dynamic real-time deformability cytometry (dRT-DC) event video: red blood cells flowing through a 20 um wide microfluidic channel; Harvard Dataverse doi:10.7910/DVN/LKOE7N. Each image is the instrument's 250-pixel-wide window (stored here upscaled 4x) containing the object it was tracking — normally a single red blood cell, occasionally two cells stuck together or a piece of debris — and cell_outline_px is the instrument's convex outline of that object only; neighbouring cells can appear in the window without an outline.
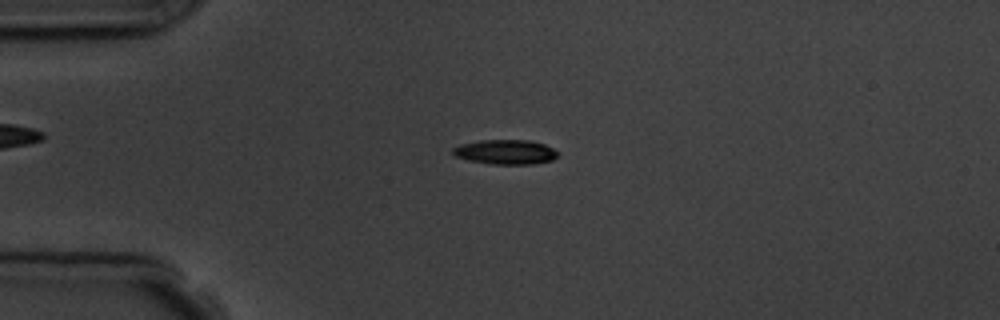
{"species": "common noctule bat (a hibernating species)", "species_latin": "Nyctalus noctula", "temperature_condition": "room temperature", "stored_images_in_passage": 7, "camera_frame_rate_fps": 3000, "um_per_image_px": 0.085, "animal": {"sex": "male", "body_mass_g": 19.5, "forearm_length_mm": 54.6}, "frame": {"image": 1, "passage_image": 7, "time_ms": 6.667, "image_size_px": [1000, 320], "cell_outline_px": [[560, 152], [552, 160], [532, 164], [492, 164], [468, 160], [456, 156], [452, 152], [452, 148], [460, 144], [480, 140], [532, 140], [544, 144]], "centroid_in_image_um": [42.97, 12.91], "position_along_channel_um": 42.0, "area_um2": 15.09}}